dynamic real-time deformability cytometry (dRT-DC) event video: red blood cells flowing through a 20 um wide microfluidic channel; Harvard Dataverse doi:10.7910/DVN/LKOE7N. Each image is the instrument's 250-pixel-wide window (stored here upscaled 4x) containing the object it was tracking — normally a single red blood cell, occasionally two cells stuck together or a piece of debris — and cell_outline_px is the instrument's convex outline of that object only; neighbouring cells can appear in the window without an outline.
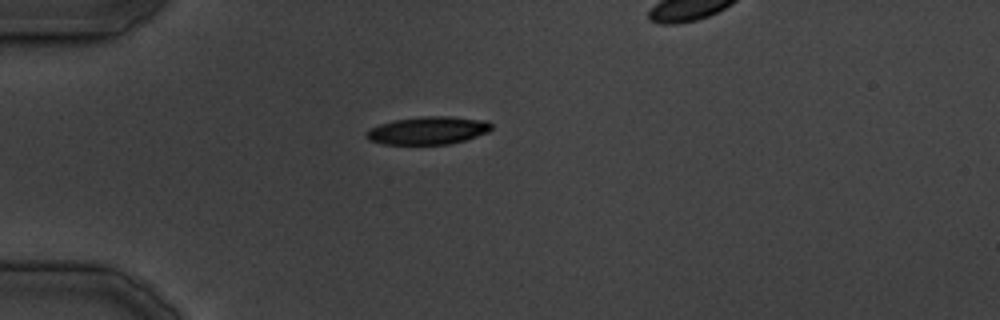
{"species": "common noctule bat (a hibernating species)", "species_latin": "Nyctalus noctula", "temperature_condition": "cold", "stored_images_in_passage": 27, "camera_frame_rate_fps": 3000, "um_per_image_px": 0.085, "animal": {"sex": "male", "body_mass_g": 19.5, "forearm_length_mm": 54.6}, "frame": {"image": 1, "passage_image": 1, "time_ms": 0.0, "image_size_px": [1000, 320], "cell_outline_px": [[492, 128], [488, 132], [464, 140], [448, 144], [384, 144], [368, 140], [364, 136], [364, 132], [380, 124], [392, 120], [424, 116], [452, 116], [488, 120], [492, 124]], "centroid_in_image_um": [36.38, 11.08], "position_along_channel_um": 48.6, "area_um2": 20.4}}
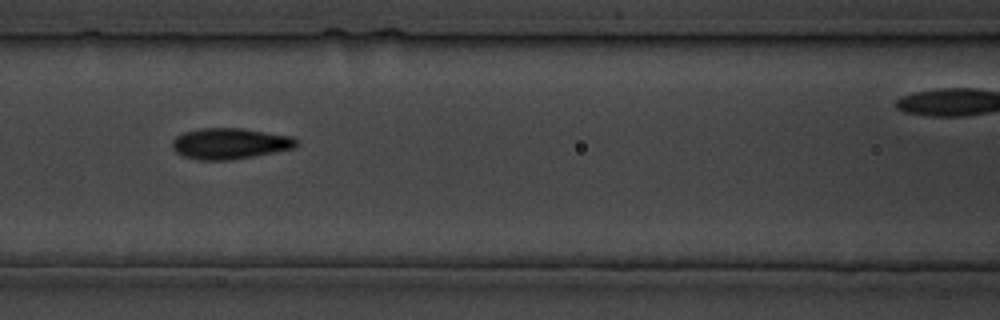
{"frame": {"image": 2, "passage_image": 8, "time_ms": 8.0, "image_size_px": [1000, 320], "cell_outline_px": [[300, 144], [296, 148], [232, 160], [196, 160], [184, 156], [176, 152], [172, 148], [172, 140], [176, 136], [184, 132], [200, 128], [240, 128], [292, 136], [300, 140]], "centroid_in_image_um": [19.57, 12.2], "position_along_channel_um": 147.0, "area_um2": 22.66}}